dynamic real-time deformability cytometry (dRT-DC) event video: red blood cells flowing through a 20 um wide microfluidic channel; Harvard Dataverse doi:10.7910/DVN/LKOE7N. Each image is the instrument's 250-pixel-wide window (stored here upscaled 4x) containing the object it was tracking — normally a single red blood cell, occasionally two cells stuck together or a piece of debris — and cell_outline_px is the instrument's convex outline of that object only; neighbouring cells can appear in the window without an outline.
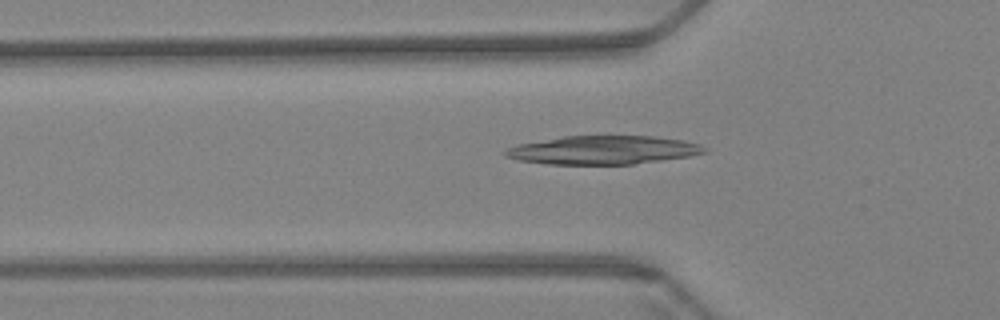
{"species": "Egyptian fruit bat (a non-hibernating species)", "species_latin": "Rousettus aegyptiacus", "temperature_condition": "warm", "stored_images_in_passage": 28, "camera_frame_rate_fps": 3000, "um_per_image_px": 0.085, "animal": {"sex": "female"}, "frame": {"image": 1, "passage_image": 2, "time_ms": 0.333, "image_size_px": [1000, 320], "cell_outline_px": [[708, 152], [688, 156], [632, 164], [548, 164], [520, 160], [504, 156], [504, 152], [508, 148], [520, 144], [564, 136], [656, 136], [684, 140], [700, 144], [708, 148]], "centroid_in_image_um": [51.32, 12.75], "position_along_channel_um": 74.5, "area_um2": 32.89}}
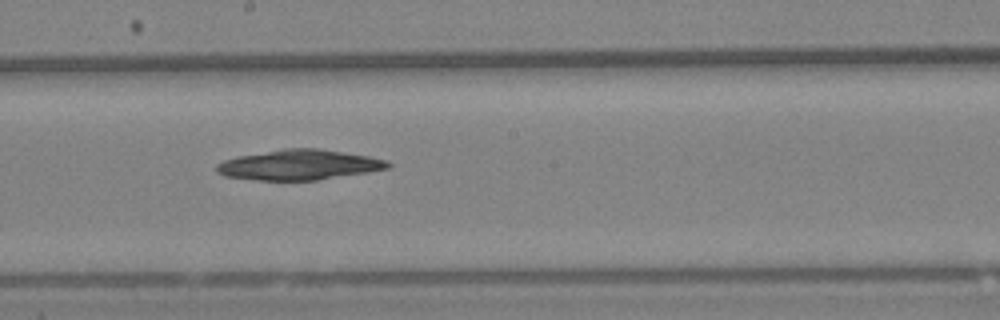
{"frame": {"image": 2, "passage_image": 15, "time_ms": 4.667, "image_size_px": [1000, 320], "cell_outline_px": [[392, 168], [368, 172], [316, 180], [260, 180], [224, 176], [216, 172], [216, 164], [224, 160], [236, 156], [284, 148], [316, 148], [368, 156], [388, 160], [392, 164]], "centroid_in_image_um": [25.43, 14.01], "position_along_channel_um": 222.8, "area_um2": 30.17}}
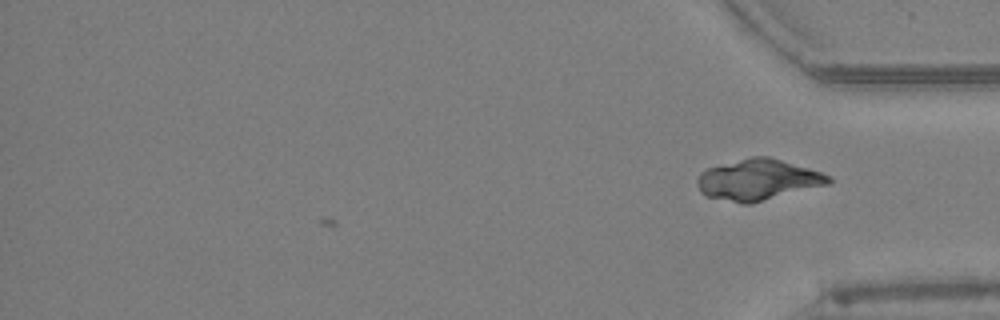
{"frame": {"image": 3, "passage_image": 28, "time_ms": 9.0, "image_size_px": [1000, 320], "cell_outline_px": [[832, 180], [828, 184], [752, 204], [744, 204], [704, 196], [700, 192], [696, 184], [696, 180], [700, 172], [708, 168], [748, 156], [768, 156], [820, 172], [832, 176]], "centroid_in_image_um": [64.39, 15.29], "position_along_channel_um": 370.8, "area_um2": 31.44}}